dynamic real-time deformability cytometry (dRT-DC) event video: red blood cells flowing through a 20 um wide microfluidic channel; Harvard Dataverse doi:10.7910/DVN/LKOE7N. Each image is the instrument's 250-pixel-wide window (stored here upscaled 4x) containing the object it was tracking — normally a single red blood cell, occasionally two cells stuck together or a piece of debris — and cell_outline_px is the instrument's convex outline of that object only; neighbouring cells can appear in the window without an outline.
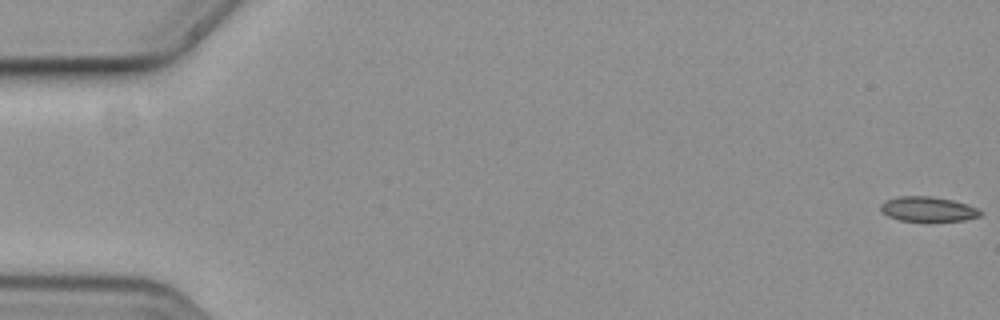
{"species": "common noctule bat (a hibernating species)", "species_latin": "Nyctalus noctula", "temperature_condition": "cold", "stored_images_in_passage": 58, "camera_frame_rate_fps": 3000, "um_per_image_px": 0.085, "animal": {"sex": "female", "body_mass_g": 19.3, "forearm_length_mm": 54.1}, "frame": {"image": 1, "passage_image": 1, "time_ms": 0.0, "image_size_px": [1000, 320], "cell_outline_px": [[984, 212], [980, 216], [964, 220], [900, 220], [888, 216], [880, 212], [880, 204], [884, 200], [900, 196], [932, 196], [952, 200], [980, 208]], "centroid_in_image_um": [78.87, 17.75], "position_along_channel_um": 6.1, "area_um2": 14.39}}
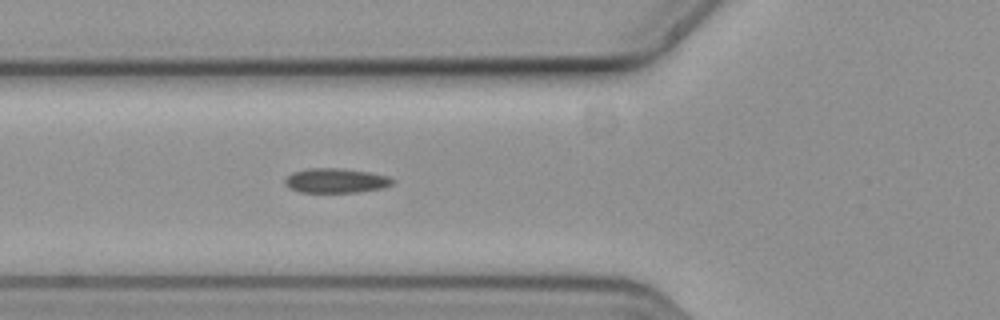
{"frame": {"image": 2, "passage_image": 22, "time_ms": 7.0, "image_size_px": [1000, 320], "cell_outline_px": [[396, 180], [392, 184], [384, 188], [360, 192], [300, 192], [288, 188], [284, 184], [284, 180], [292, 172], [308, 168], [340, 168], [368, 172], [388, 176]], "centroid_in_image_um": [28.55, 15.35], "position_along_channel_um": 97.3, "area_um2": 15.55}}
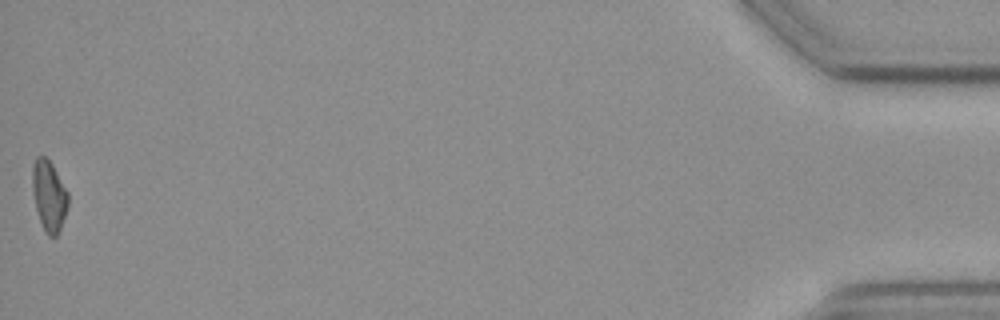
{"frame": {"image": 3, "passage_image": 58, "time_ms": 19.0, "image_size_px": [1000, 320], "cell_outline_px": [[68, 208], [60, 228], [56, 236], [48, 236], [44, 232], [36, 208], [32, 192], [32, 168], [36, 156], [44, 156], [52, 164], [68, 192]], "centroid_in_image_um": [4.16, 16.64], "position_along_channel_um": 431.0, "area_um2": 14.68}}